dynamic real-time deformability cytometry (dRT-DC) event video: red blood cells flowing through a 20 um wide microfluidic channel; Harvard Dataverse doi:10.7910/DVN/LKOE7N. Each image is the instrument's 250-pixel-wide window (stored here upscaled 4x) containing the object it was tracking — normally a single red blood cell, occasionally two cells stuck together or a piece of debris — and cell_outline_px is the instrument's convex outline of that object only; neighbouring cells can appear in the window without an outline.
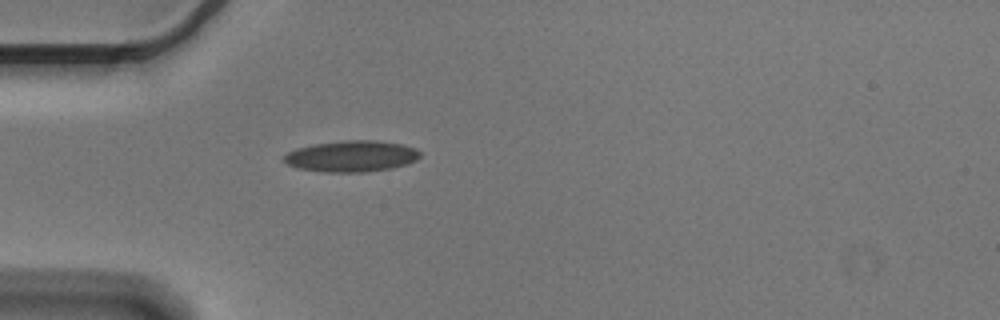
{"species": "Egyptian fruit bat (a non-hibernating species)", "species_latin": "Rousettus aegyptiacus", "temperature_condition": "cold", "stored_images_in_passage": 4, "camera_frame_rate_fps": 3000, "um_per_image_px": 0.085, "animal": {"sex": "male"}, "frame": {"image": 1, "passage_image": 4, "time_ms": 1.0, "image_size_px": [1000, 320], "cell_outline_px": [[420, 156], [416, 160], [408, 164], [392, 168], [364, 172], [324, 172], [296, 168], [284, 164], [284, 156], [288, 152], [296, 148], [316, 144], [348, 140], [376, 140], [400, 144], [416, 148], [420, 152]], "centroid_in_image_um": [29.87, 13.29], "position_along_channel_um": 55.1, "area_um2": 24.8}}